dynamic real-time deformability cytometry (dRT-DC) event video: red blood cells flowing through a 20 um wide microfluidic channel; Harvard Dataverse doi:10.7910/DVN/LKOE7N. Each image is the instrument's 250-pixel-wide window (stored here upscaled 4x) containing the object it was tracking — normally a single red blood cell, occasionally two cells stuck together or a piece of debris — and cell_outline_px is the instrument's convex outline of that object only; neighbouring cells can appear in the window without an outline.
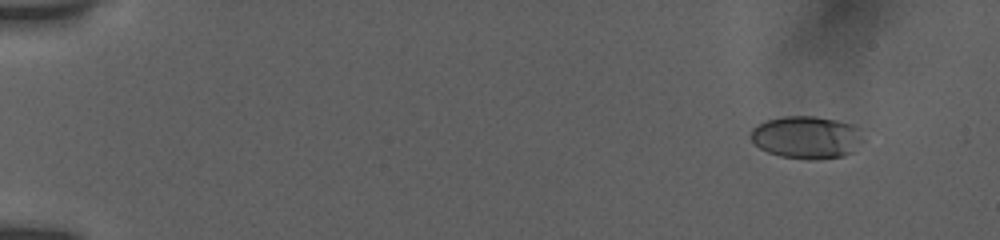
{"species": "human", "species_latin": "Homo sapiens", "temperature_condition": "room temperature", "stored_images_in_passage": 54, "camera_frame_rate_fps": 3000, "um_per_image_px": 0.085, "donor": {"sex": "female"}, "frame": {"image": 1, "passage_image": 6, "time_ms": 1.333, "image_size_px": [1000, 240], "cell_outline_px": [[864, 140], [852, 152], [844, 156], [816, 160], [808, 160], [780, 156], [768, 152], [760, 148], [748, 136], [752, 128], [756, 124], [764, 120], [784, 116], [816, 116], [836, 120], [852, 124], [860, 128]], "centroid_in_image_um": [68.56, 11.67], "position_along_channel_um": 16.4, "area_um2": 28.38}}
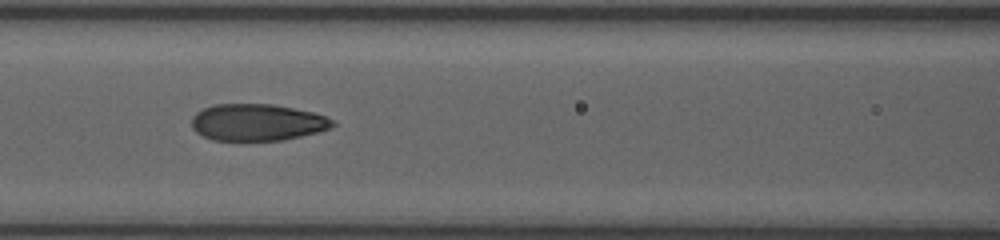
{"frame": {"image": 2, "passage_image": 34, "time_ms": 8.333, "image_size_px": [1000, 240], "cell_outline_px": [[336, 124], [328, 128], [316, 132], [284, 140], [212, 140], [200, 136], [192, 128], [192, 116], [196, 112], [212, 104], [272, 104], [312, 112], [336, 120]], "centroid_in_image_um": [21.82, 10.4], "position_along_channel_um": 144.8, "area_um2": 30.23}}
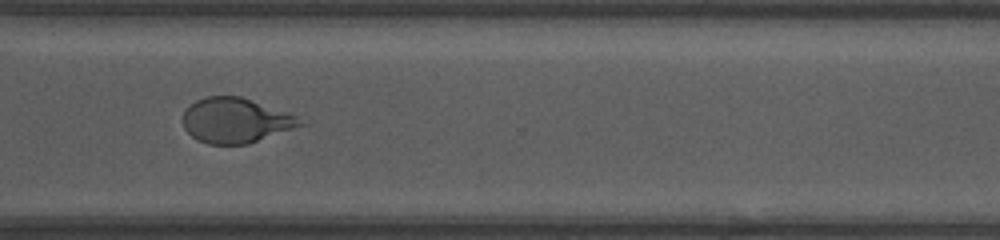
{"frame": {"image": 3, "passage_image": 53, "time_ms": 13.667, "image_size_px": [1000, 240], "cell_outline_px": [[308, 124], [248, 144], [208, 144], [196, 140], [184, 128], [184, 112], [196, 100], [204, 96], [240, 96], [296, 116]], "centroid_in_image_um": [20.04, 10.25], "position_along_channel_um": 350.6, "area_um2": 30.52}}